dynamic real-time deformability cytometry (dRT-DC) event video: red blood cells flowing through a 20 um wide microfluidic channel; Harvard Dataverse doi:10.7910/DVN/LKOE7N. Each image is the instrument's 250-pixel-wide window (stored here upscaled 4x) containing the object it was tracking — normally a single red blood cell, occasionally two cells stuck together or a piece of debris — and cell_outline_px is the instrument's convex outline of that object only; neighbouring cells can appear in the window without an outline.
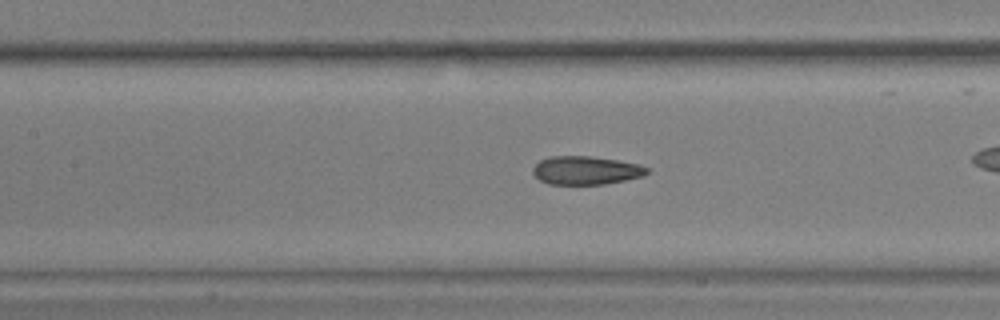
{"species": "common noctule bat (a hibernating species)", "species_latin": "Nyctalus noctula", "temperature_condition": "warm", "stored_images_in_passage": 45, "camera_frame_rate_fps": 3000, "um_per_image_px": 0.085, "animal": {"sex": "male", "body_mass_g": 17.9, "forearm_length_mm": 54.2}, "frame": {"image": 1, "passage_image": 26, "time_ms": 8.333, "image_size_px": [1000, 320], "cell_outline_px": [[648, 172], [644, 176], [604, 184], [548, 184], [540, 180], [532, 172], [532, 168], [540, 160], [548, 156], [592, 156], [640, 164], [648, 168]], "centroid_in_image_um": [49.79, 14.47], "position_along_channel_um": 157.6, "area_um2": 18.9}}